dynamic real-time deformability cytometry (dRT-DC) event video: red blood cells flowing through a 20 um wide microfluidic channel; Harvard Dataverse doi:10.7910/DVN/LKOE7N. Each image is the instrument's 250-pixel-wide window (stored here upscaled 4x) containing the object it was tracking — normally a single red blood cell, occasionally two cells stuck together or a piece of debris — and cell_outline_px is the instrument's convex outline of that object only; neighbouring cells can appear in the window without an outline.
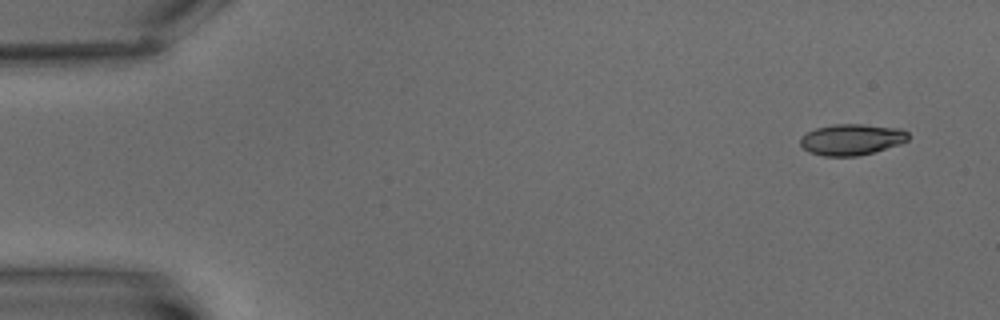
{"species": "common noctule bat (a hibernating species)", "species_latin": "Nyctalus noctula", "temperature_condition": "warm", "stored_images_in_passage": 7, "camera_frame_rate_fps": 3000, "um_per_image_px": 0.085, "animal": {"sex": "male", "body_mass_g": 15.6}, "frame": {"image": 1, "passage_image": 1, "time_ms": 0.0, "image_size_px": [1000, 320], "cell_outline_px": [[908, 140], [900, 144], [872, 152], [856, 156], [824, 156], [808, 152], [800, 144], [800, 136], [816, 128], [832, 124], [864, 124], [900, 128], [908, 132]], "centroid_in_image_um": [72.37, 11.85], "position_along_channel_um": 12.6, "area_um2": 19.59}}
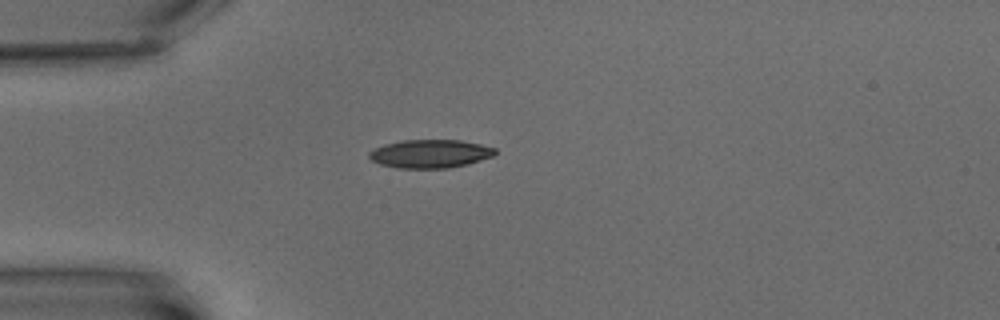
{"frame": {"image": 2, "passage_image": 5, "time_ms": 4.667, "image_size_px": [1000, 320], "cell_outline_px": [[496, 152], [492, 156], [468, 164], [448, 168], [396, 168], [380, 164], [372, 160], [368, 156], [368, 152], [384, 144], [404, 140], [460, 140], [480, 144], [496, 148]], "centroid_in_image_um": [36.55, 13.07], "position_along_channel_um": 48.4, "area_um2": 20.75}}
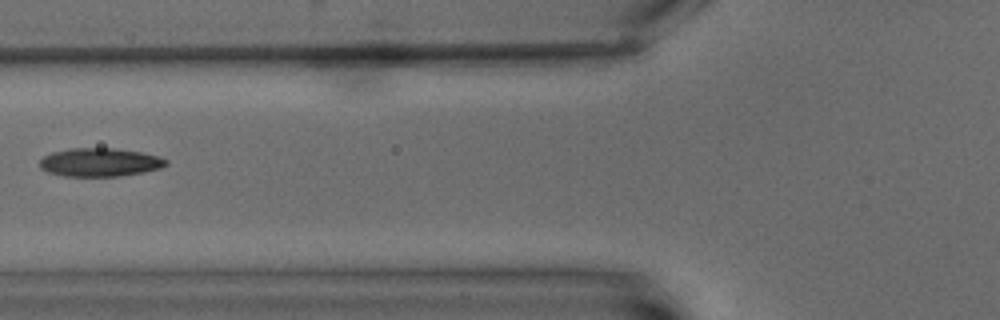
{"frame": {"image": 3, "passage_image": 7, "time_ms": 7.333, "image_size_px": [1000, 320], "cell_outline_px": [[168, 164], [160, 168], [144, 172], [120, 176], [64, 176], [48, 172], [40, 168], [40, 160], [44, 156], [52, 152], [72, 148], [112, 148], [140, 152], [160, 156], [168, 160]], "centroid_in_image_um": [8.5, 13.79], "position_along_channel_um": 117.3, "area_um2": 20.92}}